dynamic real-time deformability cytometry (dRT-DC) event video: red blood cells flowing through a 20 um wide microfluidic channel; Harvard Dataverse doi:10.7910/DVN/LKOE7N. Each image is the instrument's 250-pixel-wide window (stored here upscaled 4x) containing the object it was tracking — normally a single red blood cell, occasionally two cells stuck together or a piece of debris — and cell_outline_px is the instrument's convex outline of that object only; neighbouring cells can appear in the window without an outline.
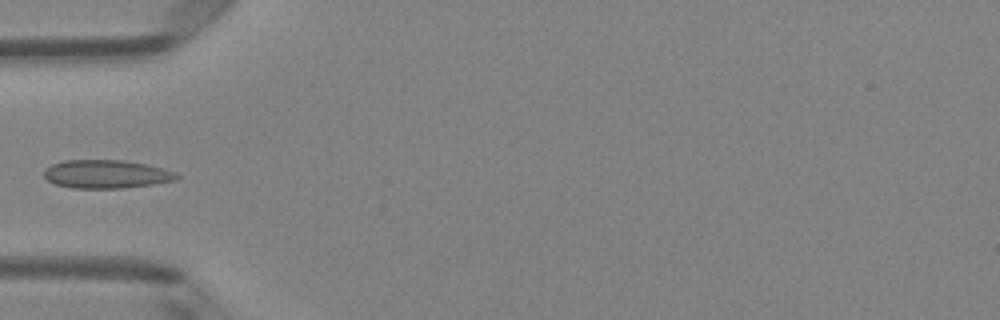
{"species": "Egyptian fruit bat (a non-hibernating species)", "species_latin": "Rousettus aegyptiacus", "temperature_condition": "room temperature", "stored_images_in_passage": 6, "camera_frame_rate_fps": 3000, "um_per_image_px": 0.085, "animal": {"sex": "female"}, "frame": {"image": 1, "passage_image": 4, "time_ms": 1.0, "image_size_px": [1000, 320], "cell_outline_px": [[180, 176], [176, 180], [152, 184], [124, 188], [72, 188], [56, 184], [48, 180], [44, 176], [44, 168], [52, 164], [64, 160], [124, 160], [148, 164], [176, 172]], "centroid_in_image_um": [9.04, 14.79], "position_along_channel_um": 76.0, "area_um2": 22.02}}
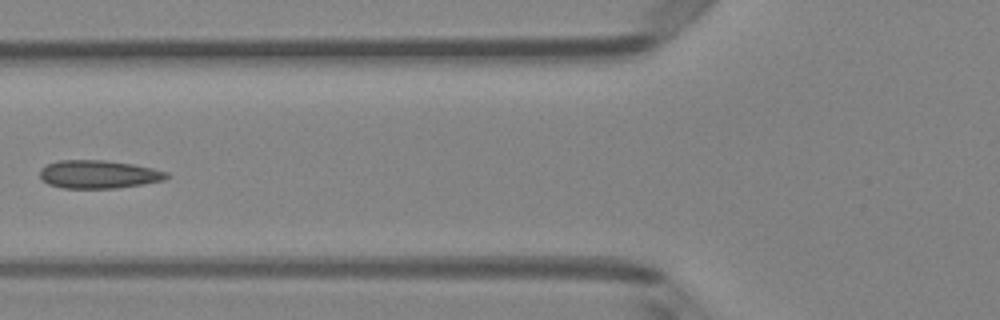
{"frame": {"image": 2, "passage_image": 5, "time_ms": 1.333, "image_size_px": [1000, 320], "cell_outline_px": [[172, 176], [164, 180], [144, 184], [116, 188], [64, 188], [48, 184], [40, 180], [40, 168], [48, 164], [60, 160], [104, 160], [132, 164], [152, 168], [168, 172]], "centroid_in_image_um": [8.39, 14.82], "position_along_channel_um": 117.4, "area_um2": 20.92}}
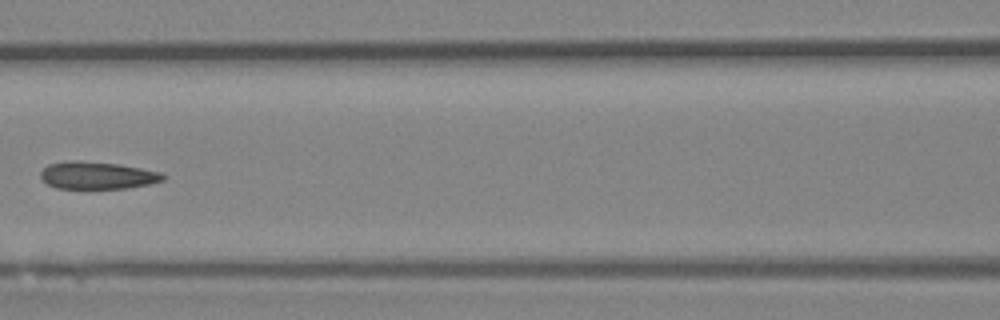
{"frame": {"image": 3, "passage_image": 6, "time_ms": 1.667, "image_size_px": [1000, 320], "cell_outline_px": [[168, 176], [164, 180], [148, 184], [128, 188], [56, 188], [48, 184], [40, 176], [40, 172], [48, 164], [68, 160], [80, 160], [120, 164], [160, 172]], "centroid_in_image_um": [8.28, 14.89], "position_along_channel_um": 158.3, "area_um2": 19.59}}